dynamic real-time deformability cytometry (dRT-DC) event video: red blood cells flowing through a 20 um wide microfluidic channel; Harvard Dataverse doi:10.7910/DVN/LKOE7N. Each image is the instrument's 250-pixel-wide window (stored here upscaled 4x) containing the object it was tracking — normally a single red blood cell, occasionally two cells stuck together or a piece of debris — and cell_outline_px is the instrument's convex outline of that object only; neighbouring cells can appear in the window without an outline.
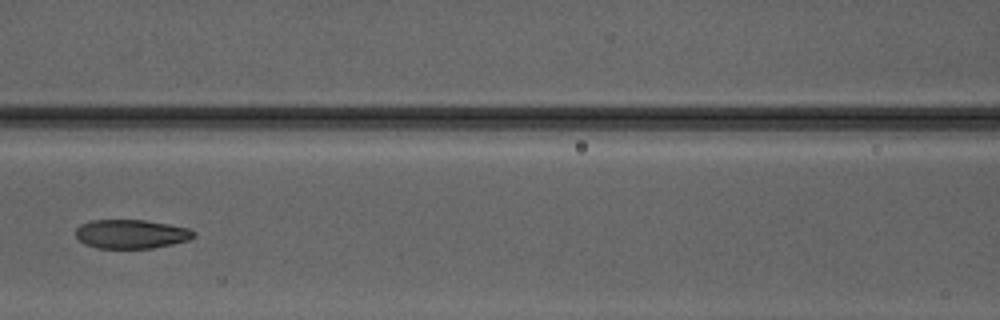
{"species": "Egyptian fruit bat (a non-hibernating species)", "species_latin": "Rousettus aegyptiacus", "temperature_condition": "warm", "stored_images_in_passage": 8, "camera_frame_rate_fps": 3000, "um_per_image_px": 0.085, "animal": {"sex": "male"}, "frame": {"image": 1, "passage_image": 8, "time_ms": 9.333, "image_size_px": [1000, 320], "cell_outline_px": [[196, 236], [188, 240], [172, 244], [152, 248], [96, 248], [84, 244], [76, 236], [76, 228], [80, 224], [92, 220], [144, 220], [168, 224], [188, 228], [196, 232]], "centroid_in_image_um": [11.15, 19.89], "position_along_channel_um": 155.5, "area_um2": 19.94}}